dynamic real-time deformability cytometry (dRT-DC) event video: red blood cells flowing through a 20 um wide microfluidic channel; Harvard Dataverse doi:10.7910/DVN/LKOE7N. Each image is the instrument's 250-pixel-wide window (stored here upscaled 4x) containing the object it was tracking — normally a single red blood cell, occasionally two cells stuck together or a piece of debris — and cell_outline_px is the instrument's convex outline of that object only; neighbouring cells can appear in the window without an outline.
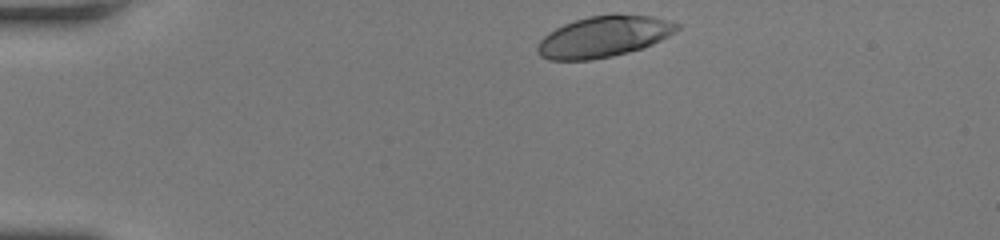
{"species": "human", "species_latin": "Homo sapiens", "temperature_condition": "room temperature", "stored_images_in_passage": 36, "camera_frame_rate_fps": 3000, "um_per_image_px": 0.085, "donor": {"sex": "female"}, "frame": {"image": 1, "passage_image": 1, "time_ms": 0.0, "image_size_px": [1000, 240], "cell_outline_px": [[680, 28], [676, 32], [652, 44], [628, 52], [612, 56], [592, 60], [548, 60], [540, 56], [536, 52], [536, 44], [548, 32], [564, 24], [588, 16], [616, 12], [652, 16], [680, 24]], "centroid_in_image_um": [51.3, 3.09], "position_along_channel_um": 33.7, "area_um2": 33.87}}
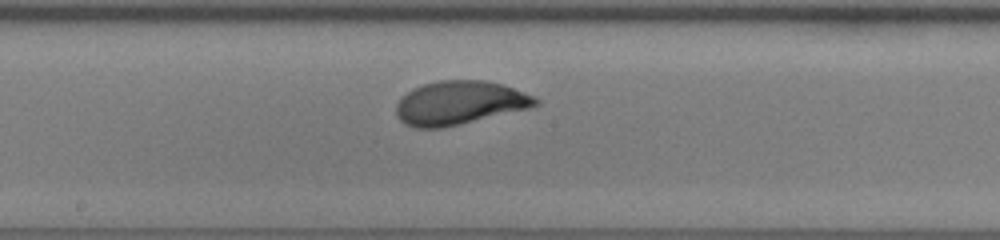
{"frame": {"image": 2, "passage_image": 20, "time_ms": 6.333, "image_size_px": [1000, 240], "cell_outline_px": [[540, 104], [528, 108], [460, 124], [440, 128], [416, 128], [404, 124], [396, 116], [396, 104], [412, 88], [424, 84], [440, 80], [484, 80], [500, 84], [524, 92], [540, 100]], "centroid_in_image_um": [39.03, 8.75], "position_along_channel_um": 209.2, "area_um2": 35.14}}
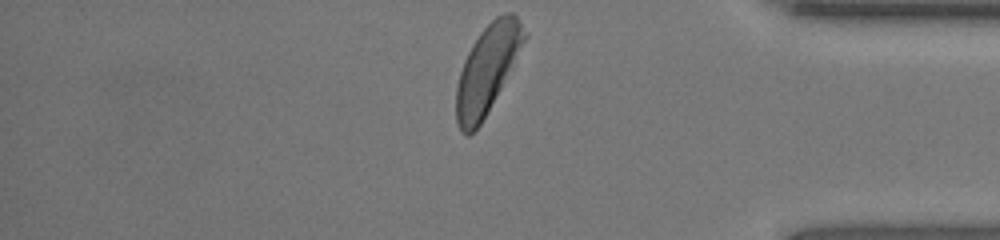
{"frame": {"image": 3, "passage_image": 36, "time_ms": 11.667, "image_size_px": [1000, 240], "cell_outline_px": [[528, 36], [500, 88], [480, 124], [468, 136], [464, 136], [460, 132], [456, 120], [456, 88], [460, 72], [464, 60], [472, 44], [480, 32], [496, 16], [504, 12], [512, 12], [516, 16]], "centroid_in_image_um": [41.39, 5.88], "position_along_channel_um": 393.8, "area_um2": 34.22}, "authors_computed_cell_mechanics": {"area_um2": 34.2754, "velocity_mm_per_s": 3.8251, "shape_relaxation_time_tau1_ms": 3.7699, "shape_relaxation_time_tau2_ms": null, "deformation_change_tau1": 0.1807, "deformation_change_tau2": null}}